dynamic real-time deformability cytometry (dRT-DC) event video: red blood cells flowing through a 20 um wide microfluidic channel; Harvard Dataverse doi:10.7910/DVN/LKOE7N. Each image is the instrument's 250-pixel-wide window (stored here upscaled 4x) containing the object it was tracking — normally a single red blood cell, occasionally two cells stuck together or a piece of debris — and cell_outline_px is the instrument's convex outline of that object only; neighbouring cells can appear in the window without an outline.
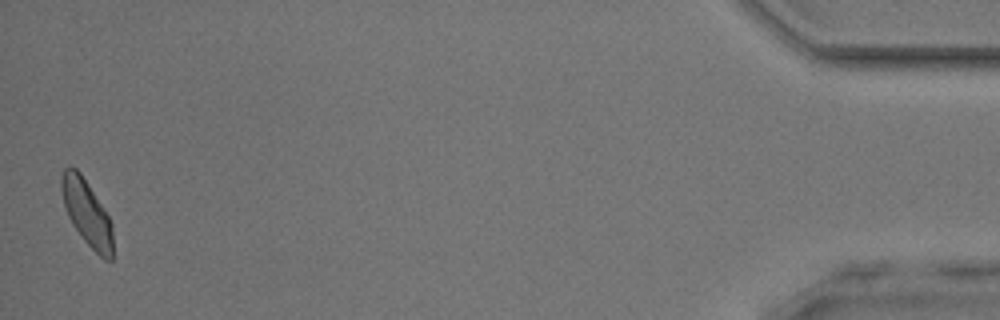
{"species": "common noctule bat (a hibernating species)", "species_latin": "Nyctalus noctula", "temperature_condition": "room temperature", "stored_images_in_passage": 45, "camera_frame_rate_fps": 3000, "um_per_image_px": 0.085, "animal": {"sex": "male", "body_mass_g": 17.9, "forearm_length_mm": 54.2}, "frame": {"image": 1, "passage_image": 45, "time_ms": 14.667, "image_size_px": [1000, 320], "cell_outline_px": [[112, 260], [104, 260], [84, 240], [72, 224], [68, 216], [64, 204], [60, 188], [60, 176], [64, 168], [68, 164], [76, 168], [80, 172], [88, 184], [108, 216], [112, 224]], "centroid_in_image_um": [7.34, 18.04], "position_along_channel_um": 427.9, "area_um2": 19.54}}